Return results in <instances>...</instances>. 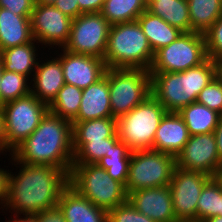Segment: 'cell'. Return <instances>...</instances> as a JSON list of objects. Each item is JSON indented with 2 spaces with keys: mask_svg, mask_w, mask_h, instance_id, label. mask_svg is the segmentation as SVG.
<instances>
[{
  "mask_svg": "<svg viewBox=\"0 0 222 222\" xmlns=\"http://www.w3.org/2000/svg\"><path fill=\"white\" fill-rule=\"evenodd\" d=\"M11 158L14 166L21 168L19 173L8 175L5 209L19 216L56 207L62 191L69 185V174L57 167L19 163L12 155Z\"/></svg>",
  "mask_w": 222,
  "mask_h": 222,
  "instance_id": "cell-1",
  "label": "cell"
},
{
  "mask_svg": "<svg viewBox=\"0 0 222 222\" xmlns=\"http://www.w3.org/2000/svg\"><path fill=\"white\" fill-rule=\"evenodd\" d=\"M12 156L19 163L49 165L70 175L74 157L72 122L48 111Z\"/></svg>",
  "mask_w": 222,
  "mask_h": 222,
  "instance_id": "cell-2",
  "label": "cell"
},
{
  "mask_svg": "<svg viewBox=\"0 0 222 222\" xmlns=\"http://www.w3.org/2000/svg\"><path fill=\"white\" fill-rule=\"evenodd\" d=\"M151 94L167 112H179L196 102L201 90L216 76L215 60L207 58L183 72H149Z\"/></svg>",
  "mask_w": 222,
  "mask_h": 222,
  "instance_id": "cell-3",
  "label": "cell"
},
{
  "mask_svg": "<svg viewBox=\"0 0 222 222\" xmlns=\"http://www.w3.org/2000/svg\"><path fill=\"white\" fill-rule=\"evenodd\" d=\"M153 59L154 52L137 20L111 25L103 59L107 68L149 70Z\"/></svg>",
  "mask_w": 222,
  "mask_h": 222,
  "instance_id": "cell-4",
  "label": "cell"
},
{
  "mask_svg": "<svg viewBox=\"0 0 222 222\" xmlns=\"http://www.w3.org/2000/svg\"><path fill=\"white\" fill-rule=\"evenodd\" d=\"M69 184L96 207L106 211L128 200L125 186L98 164H72Z\"/></svg>",
  "mask_w": 222,
  "mask_h": 222,
  "instance_id": "cell-5",
  "label": "cell"
},
{
  "mask_svg": "<svg viewBox=\"0 0 222 222\" xmlns=\"http://www.w3.org/2000/svg\"><path fill=\"white\" fill-rule=\"evenodd\" d=\"M163 105L151 94L129 113L117 119V134L131 152L153 149L156 131L166 114Z\"/></svg>",
  "mask_w": 222,
  "mask_h": 222,
  "instance_id": "cell-6",
  "label": "cell"
},
{
  "mask_svg": "<svg viewBox=\"0 0 222 222\" xmlns=\"http://www.w3.org/2000/svg\"><path fill=\"white\" fill-rule=\"evenodd\" d=\"M110 105L113 118L129 113L151 95L149 70L141 68H107Z\"/></svg>",
  "mask_w": 222,
  "mask_h": 222,
  "instance_id": "cell-7",
  "label": "cell"
},
{
  "mask_svg": "<svg viewBox=\"0 0 222 222\" xmlns=\"http://www.w3.org/2000/svg\"><path fill=\"white\" fill-rule=\"evenodd\" d=\"M175 167L171 154L153 149L131 152L126 193L169 185Z\"/></svg>",
  "mask_w": 222,
  "mask_h": 222,
  "instance_id": "cell-8",
  "label": "cell"
},
{
  "mask_svg": "<svg viewBox=\"0 0 222 222\" xmlns=\"http://www.w3.org/2000/svg\"><path fill=\"white\" fill-rule=\"evenodd\" d=\"M4 115L6 151L12 152L38 127L49 111L48 105L33 94L1 105Z\"/></svg>",
  "mask_w": 222,
  "mask_h": 222,
  "instance_id": "cell-9",
  "label": "cell"
},
{
  "mask_svg": "<svg viewBox=\"0 0 222 222\" xmlns=\"http://www.w3.org/2000/svg\"><path fill=\"white\" fill-rule=\"evenodd\" d=\"M207 59L205 36L198 32H183L171 44L154 53L149 72H183Z\"/></svg>",
  "mask_w": 222,
  "mask_h": 222,
  "instance_id": "cell-10",
  "label": "cell"
},
{
  "mask_svg": "<svg viewBox=\"0 0 222 222\" xmlns=\"http://www.w3.org/2000/svg\"><path fill=\"white\" fill-rule=\"evenodd\" d=\"M110 27L101 13H82L73 19L69 39L62 49L104 59Z\"/></svg>",
  "mask_w": 222,
  "mask_h": 222,
  "instance_id": "cell-11",
  "label": "cell"
},
{
  "mask_svg": "<svg viewBox=\"0 0 222 222\" xmlns=\"http://www.w3.org/2000/svg\"><path fill=\"white\" fill-rule=\"evenodd\" d=\"M212 177L200 171L175 167L170 181L173 210L178 222H196L199 196Z\"/></svg>",
  "mask_w": 222,
  "mask_h": 222,
  "instance_id": "cell-12",
  "label": "cell"
},
{
  "mask_svg": "<svg viewBox=\"0 0 222 222\" xmlns=\"http://www.w3.org/2000/svg\"><path fill=\"white\" fill-rule=\"evenodd\" d=\"M72 21L53 5L36 3L30 16L31 30L36 43L63 48L69 39Z\"/></svg>",
  "mask_w": 222,
  "mask_h": 222,
  "instance_id": "cell-13",
  "label": "cell"
},
{
  "mask_svg": "<svg viewBox=\"0 0 222 222\" xmlns=\"http://www.w3.org/2000/svg\"><path fill=\"white\" fill-rule=\"evenodd\" d=\"M176 167L200 171L213 177L222 165L216 147L214 132L191 135L184 148L175 157Z\"/></svg>",
  "mask_w": 222,
  "mask_h": 222,
  "instance_id": "cell-14",
  "label": "cell"
},
{
  "mask_svg": "<svg viewBox=\"0 0 222 222\" xmlns=\"http://www.w3.org/2000/svg\"><path fill=\"white\" fill-rule=\"evenodd\" d=\"M57 57L62 64L65 83L80 89L100 80L107 70L105 61L94 56L75 54L65 49Z\"/></svg>",
  "mask_w": 222,
  "mask_h": 222,
  "instance_id": "cell-15",
  "label": "cell"
},
{
  "mask_svg": "<svg viewBox=\"0 0 222 222\" xmlns=\"http://www.w3.org/2000/svg\"><path fill=\"white\" fill-rule=\"evenodd\" d=\"M128 200L137 211L155 222H178L169 185L136 190L128 195Z\"/></svg>",
  "mask_w": 222,
  "mask_h": 222,
  "instance_id": "cell-16",
  "label": "cell"
},
{
  "mask_svg": "<svg viewBox=\"0 0 222 222\" xmlns=\"http://www.w3.org/2000/svg\"><path fill=\"white\" fill-rule=\"evenodd\" d=\"M189 137L190 135L182 116L178 112H166L156 131L153 150L176 157L184 148Z\"/></svg>",
  "mask_w": 222,
  "mask_h": 222,
  "instance_id": "cell-17",
  "label": "cell"
},
{
  "mask_svg": "<svg viewBox=\"0 0 222 222\" xmlns=\"http://www.w3.org/2000/svg\"><path fill=\"white\" fill-rule=\"evenodd\" d=\"M106 117H113L111 113L107 70L100 80L82 89L80 110L72 122H82Z\"/></svg>",
  "mask_w": 222,
  "mask_h": 222,
  "instance_id": "cell-18",
  "label": "cell"
},
{
  "mask_svg": "<svg viewBox=\"0 0 222 222\" xmlns=\"http://www.w3.org/2000/svg\"><path fill=\"white\" fill-rule=\"evenodd\" d=\"M43 63H37L36 69L33 73V87H31V94H33L39 101L49 105L56 97L58 91L64 86L65 79L62 70L61 61L58 58H53L47 61L42 60Z\"/></svg>",
  "mask_w": 222,
  "mask_h": 222,
  "instance_id": "cell-19",
  "label": "cell"
},
{
  "mask_svg": "<svg viewBox=\"0 0 222 222\" xmlns=\"http://www.w3.org/2000/svg\"><path fill=\"white\" fill-rule=\"evenodd\" d=\"M57 206L66 222H107V211L96 207L70 184L62 191Z\"/></svg>",
  "mask_w": 222,
  "mask_h": 222,
  "instance_id": "cell-20",
  "label": "cell"
},
{
  "mask_svg": "<svg viewBox=\"0 0 222 222\" xmlns=\"http://www.w3.org/2000/svg\"><path fill=\"white\" fill-rule=\"evenodd\" d=\"M34 40L30 16H18L0 8V51Z\"/></svg>",
  "mask_w": 222,
  "mask_h": 222,
  "instance_id": "cell-21",
  "label": "cell"
},
{
  "mask_svg": "<svg viewBox=\"0 0 222 222\" xmlns=\"http://www.w3.org/2000/svg\"><path fill=\"white\" fill-rule=\"evenodd\" d=\"M117 133V119L106 117L82 122H72L74 154L86 143L103 141Z\"/></svg>",
  "mask_w": 222,
  "mask_h": 222,
  "instance_id": "cell-22",
  "label": "cell"
},
{
  "mask_svg": "<svg viewBox=\"0 0 222 222\" xmlns=\"http://www.w3.org/2000/svg\"><path fill=\"white\" fill-rule=\"evenodd\" d=\"M137 21L154 53L171 44L183 33L179 28L171 26L161 17L155 16L148 10L144 11Z\"/></svg>",
  "mask_w": 222,
  "mask_h": 222,
  "instance_id": "cell-23",
  "label": "cell"
},
{
  "mask_svg": "<svg viewBox=\"0 0 222 222\" xmlns=\"http://www.w3.org/2000/svg\"><path fill=\"white\" fill-rule=\"evenodd\" d=\"M35 40L0 51L3 68L7 71L23 74L28 78L35 71L38 63V54ZM34 68V69H33Z\"/></svg>",
  "mask_w": 222,
  "mask_h": 222,
  "instance_id": "cell-24",
  "label": "cell"
},
{
  "mask_svg": "<svg viewBox=\"0 0 222 222\" xmlns=\"http://www.w3.org/2000/svg\"><path fill=\"white\" fill-rule=\"evenodd\" d=\"M147 10L155 16L161 17L171 26L183 32H191L189 7L187 0H161L146 2Z\"/></svg>",
  "mask_w": 222,
  "mask_h": 222,
  "instance_id": "cell-25",
  "label": "cell"
},
{
  "mask_svg": "<svg viewBox=\"0 0 222 222\" xmlns=\"http://www.w3.org/2000/svg\"><path fill=\"white\" fill-rule=\"evenodd\" d=\"M178 113L182 116L190 136L214 132L220 117L216 111L197 102L183 107Z\"/></svg>",
  "mask_w": 222,
  "mask_h": 222,
  "instance_id": "cell-26",
  "label": "cell"
},
{
  "mask_svg": "<svg viewBox=\"0 0 222 222\" xmlns=\"http://www.w3.org/2000/svg\"><path fill=\"white\" fill-rule=\"evenodd\" d=\"M191 32L204 34L222 15V0H187Z\"/></svg>",
  "mask_w": 222,
  "mask_h": 222,
  "instance_id": "cell-27",
  "label": "cell"
},
{
  "mask_svg": "<svg viewBox=\"0 0 222 222\" xmlns=\"http://www.w3.org/2000/svg\"><path fill=\"white\" fill-rule=\"evenodd\" d=\"M146 10L145 0H105L100 13L114 25L135 21Z\"/></svg>",
  "mask_w": 222,
  "mask_h": 222,
  "instance_id": "cell-28",
  "label": "cell"
},
{
  "mask_svg": "<svg viewBox=\"0 0 222 222\" xmlns=\"http://www.w3.org/2000/svg\"><path fill=\"white\" fill-rule=\"evenodd\" d=\"M82 89L65 83L54 100L48 105L52 114L72 122L80 110Z\"/></svg>",
  "mask_w": 222,
  "mask_h": 222,
  "instance_id": "cell-29",
  "label": "cell"
},
{
  "mask_svg": "<svg viewBox=\"0 0 222 222\" xmlns=\"http://www.w3.org/2000/svg\"><path fill=\"white\" fill-rule=\"evenodd\" d=\"M131 151L128 146L119 140L109 154L100 159L97 164L106 170V173L114 180L127 183Z\"/></svg>",
  "mask_w": 222,
  "mask_h": 222,
  "instance_id": "cell-30",
  "label": "cell"
},
{
  "mask_svg": "<svg viewBox=\"0 0 222 222\" xmlns=\"http://www.w3.org/2000/svg\"><path fill=\"white\" fill-rule=\"evenodd\" d=\"M222 216V188L212 177L202 188L196 210V222Z\"/></svg>",
  "mask_w": 222,
  "mask_h": 222,
  "instance_id": "cell-31",
  "label": "cell"
},
{
  "mask_svg": "<svg viewBox=\"0 0 222 222\" xmlns=\"http://www.w3.org/2000/svg\"><path fill=\"white\" fill-rule=\"evenodd\" d=\"M29 79L23 74L3 68L0 78V105L29 95L31 93Z\"/></svg>",
  "mask_w": 222,
  "mask_h": 222,
  "instance_id": "cell-32",
  "label": "cell"
},
{
  "mask_svg": "<svg viewBox=\"0 0 222 222\" xmlns=\"http://www.w3.org/2000/svg\"><path fill=\"white\" fill-rule=\"evenodd\" d=\"M119 140L116 133L112 138L103 139V141L86 142L74 154L72 164H97L100 159L111 152Z\"/></svg>",
  "mask_w": 222,
  "mask_h": 222,
  "instance_id": "cell-33",
  "label": "cell"
},
{
  "mask_svg": "<svg viewBox=\"0 0 222 222\" xmlns=\"http://www.w3.org/2000/svg\"><path fill=\"white\" fill-rule=\"evenodd\" d=\"M196 102L222 115V81L217 75L201 90Z\"/></svg>",
  "mask_w": 222,
  "mask_h": 222,
  "instance_id": "cell-34",
  "label": "cell"
},
{
  "mask_svg": "<svg viewBox=\"0 0 222 222\" xmlns=\"http://www.w3.org/2000/svg\"><path fill=\"white\" fill-rule=\"evenodd\" d=\"M107 222H155L150 217L140 213L127 200L107 211Z\"/></svg>",
  "mask_w": 222,
  "mask_h": 222,
  "instance_id": "cell-35",
  "label": "cell"
},
{
  "mask_svg": "<svg viewBox=\"0 0 222 222\" xmlns=\"http://www.w3.org/2000/svg\"><path fill=\"white\" fill-rule=\"evenodd\" d=\"M207 58L216 60L222 56V15L204 33Z\"/></svg>",
  "mask_w": 222,
  "mask_h": 222,
  "instance_id": "cell-36",
  "label": "cell"
},
{
  "mask_svg": "<svg viewBox=\"0 0 222 222\" xmlns=\"http://www.w3.org/2000/svg\"><path fill=\"white\" fill-rule=\"evenodd\" d=\"M36 0H0V8L10 10L18 16H31Z\"/></svg>",
  "mask_w": 222,
  "mask_h": 222,
  "instance_id": "cell-37",
  "label": "cell"
},
{
  "mask_svg": "<svg viewBox=\"0 0 222 222\" xmlns=\"http://www.w3.org/2000/svg\"><path fill=\"white\" fill-rule=\"evenodd\" d=\"M78 1L80 0H56L53 6L71 19H75L83 13Z\"/></svg>",
  "mask_w": 222,
  "mask_h": 222,
  "instance_id": "cell-38",
  "label": "cell"
},
{
  "mask_svg": "<svg viewBox=\"0 0 222 222\" xmlns=\"http://www.w3.org/2000/svg\"><path fill=\"white\" fill-rule=\"evenodd\" d=\"M37 222H66L64 215L58 206L44 210L34 215Z\"/></svg>",
  "mask_w": 222,
  "mask_h": 222,
  "instance_id": "cell-39",
  "label": "cell"
},
{
  "mask_svg": "<svg viewBox=\"0 0 222 222\" xmlns=\"http://www.w3.org/2000/svg\"><path fill=\"white\" fill-rule=\"evenodd\" d=\"M105 0H80L79 8L83 13H100Z\"/></svg>",
  "mask_w": 222,
  "mask_h": 222,
  "instance_id": "cell-40",
  "label": "cell"
},
{
  "mask_svg": "<svg viewBox=\"0 0 222 222\" xmlns=\"http://www.w3.org/2000/svg\"><path fill=\"white\" fill-rule=\"evenodd\" d=\"M8 175L9 170L7 171L4 168H0V204L3 206L1 207L3 210L7 199Z\"/></svg>",
  "mask_w": 222,
  "mask_h": 222,
  "instance_id": "cell-41",
  "label": "cell"
},
{
  "mask_svg": "<svg viewBox=\"0 0 222 222\" xmlns=\"http://www.w3.org/2000/svg\"><path fill=\"white\" fill-rule=\"evenodd\" d=\"M214 135L216 138V147L220 162L222 163V115H220L218 124L214 130Z\"/></svg>",
  "mask_w": 222,
  "mask_h": 222,
  "instance_id": "cell-42",
  "label": "cell"
},
{
  "mask_svg": "<svg viewBox=\"0 0 222 222\" xmlns=\"http://www.w3.org/2000/svg\"><path fill=\"white\" fill-rule=\"evenodd\" d=\"M6 152V134H5V124L4 115L0 105V153Z\"/></svg>",
  "mask_w": 222,
  "mask_h": 222,
  "instance_id": "cell-43",
  "label": "cell"
},
{
  "mask_svg": "<svg viewBox=\"0 0 222 222\" xmlns=\"http://www.w3.org/2000/svg\"><path fill=\"white\" fill-rule=\"evenodd\" d=\"M23 216H21L22 218L21 217L19 218L18 215H14L13 217L15 219L11 217L12 220L10 219L8 220V222H37V219L34 215H23Z\"/></svg>",
  "mask_w": 222,
  "mask_h": 222,
  "instance_id": "cell-44",
  "label": "cell"
},
{
  "mask_svg": "<svg viewBox=\"0 0 222 222\" xmlns=\"http://www.w3.org/2000/svg\"><path fill=\"white\" fill-rule=\"evenodd\" d=\"M216 75L222 81V56L215 60Z\"/></svg>",
  "mask_w": 222,
  "mask_h": 222,
  "instance_id": "cell-45",
  "label": "cell"
},
{
  "mask_svg": "<svg viewBox=\"0 0 222 222\" xmlns=\"http://www.w3.org/2000/svg\"><path fill=\"white\" fill-rule=\"evenodd\" d=\"M213 178L222 188V165L216 170Z\"/></svg>",
  "mask_w": 222,
  "mask_h": 222,
  "instance_id": "cell-46",
  "label": "cell"
},
{
  "mask_svg": "<svg viewBox=\"0 0 222 222\" xmlns=\"http://www.w3.org/2000/svg\"><path fill=\"white\" fill-rule=\"evenodd\" d=\"M202 222H222V216H213L206 220H203Z\"/></svg>",
  "mask_w": 222,
  "mask_h": 222,
  "instance_id": "cell-47",
  "label": "cell"
},
{
  "mask_svg": "<svg viewBox=\"0 0 222 222\" xmlns=\"http://www.w3.org/2000/svg\"><path fill=\"white\" fill-rule=\"evenodd\" d=\"M56 0H36V3H40L43 5H54Z\"/></svg>",
  "mask_w": 222,
  "mask_h": 222,
  "instance_id": "cell-48",
  "label": "cell"
},
{
  "mask_svg": "<svg viewBox=\"0 0 222 222\" xmlns=\"http://www.w3.org/2000/svg\"><path fill=\"white\" fill-rule=\"evenodd\" d=\"M2 70H3V65H2L1 58H0V78H1V73H2Z\"/></svg>",
  "mask_w": 222,
  "mask_h": 222,
  "instance_id": "cell-49",
  "label": "cell"
},
{
  "mask_svg": "<svg viewBox=\"0 0 222 222\" xmlns=\"http://www.w3.org/2000/svg\"><path fill=\"white\" fill-rule=\"evenodd\" d=\"M158 1H161V0H145V2H158Z\"/></svg>",
  "mask_w": 222,
  "mask_h": 222,
  "instance_id": "cell-50",
  "label": "cell"
}]
</instances>
